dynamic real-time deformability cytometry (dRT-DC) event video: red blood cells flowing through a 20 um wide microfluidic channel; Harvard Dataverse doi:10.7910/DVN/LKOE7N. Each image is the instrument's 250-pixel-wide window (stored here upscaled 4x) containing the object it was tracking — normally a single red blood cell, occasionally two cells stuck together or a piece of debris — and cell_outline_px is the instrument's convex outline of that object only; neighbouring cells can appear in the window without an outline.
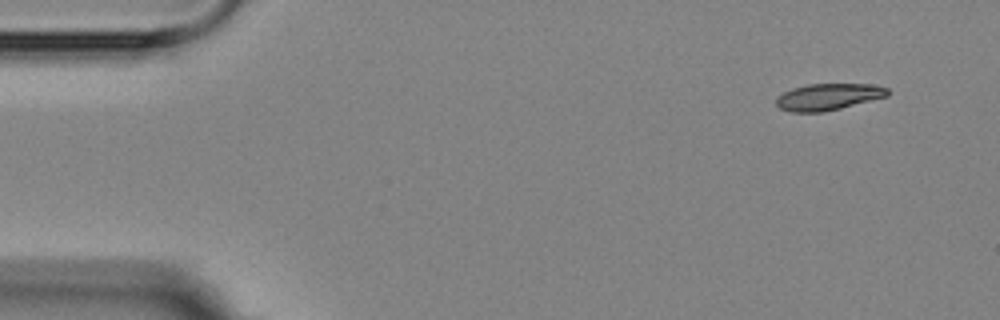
{"species": "Egyptian fruit bat (a non-hibernating species)", "species_latin": "Rousettus aegyptiacus", "temperature_condition": "room temperature", "stored_images_in_passage": 5, "segment_of_instrument_passage": [1, 2], "camera_frame_rate_fps": 3000, "um_per_image_px": 0.085, "animal": {"sex": "female"}, "frame": {"image": 1, "passage_image": 1, "time_ms": 0.0, "image_size_px": [1000, 320], "cell_outline_px": [[888, 96], [824, 112], [792, 112], [780, 108], [776, 104], [776, 96], [792, 88], [808, 84], [872, 84], [888, 88]], "centroid_in_image_um": [70.38, 8.22], "position_along_channel_um": 14.6, "area_um2": 17.22}}
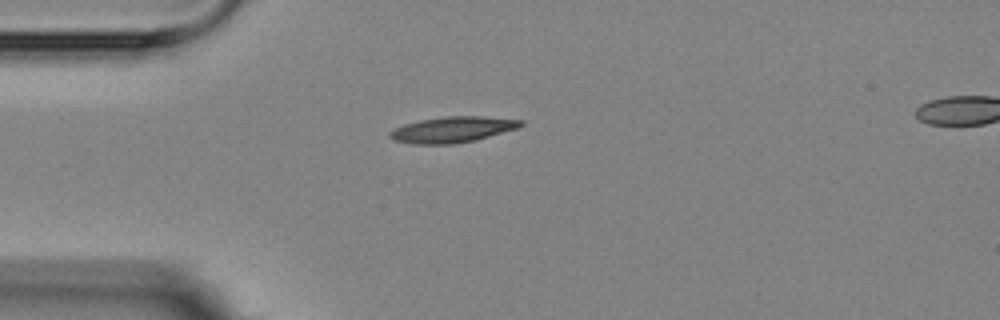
{"frame": {"image": 2, "passage_image": 4, "time_ms": 3.333, "image_size_px": [1000, 320], "cell_outline_px": [[524, 124], [516, 128], [476, 140], [452, 144], [412, 144], [392, 140], [388, 136], [388, 132], [392, 128], [404, 124], [420, 120], [444, 116], [480, 116], [524, 120]], "centroid_in_image_um": [38.39, 11.01], "position_along_channel_um": 46.6, "area_um2": 19.83}}